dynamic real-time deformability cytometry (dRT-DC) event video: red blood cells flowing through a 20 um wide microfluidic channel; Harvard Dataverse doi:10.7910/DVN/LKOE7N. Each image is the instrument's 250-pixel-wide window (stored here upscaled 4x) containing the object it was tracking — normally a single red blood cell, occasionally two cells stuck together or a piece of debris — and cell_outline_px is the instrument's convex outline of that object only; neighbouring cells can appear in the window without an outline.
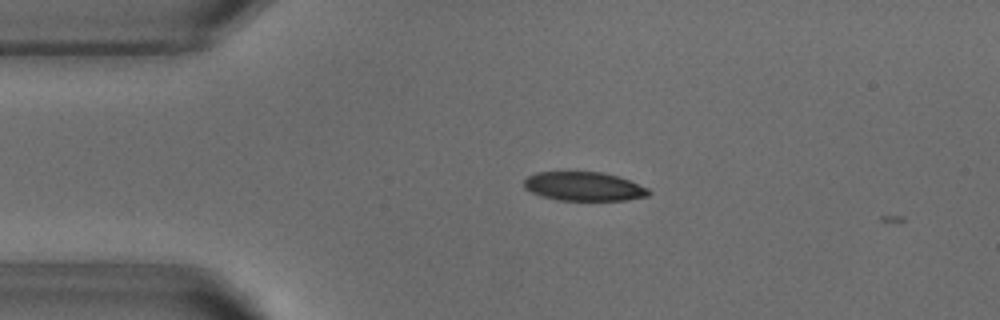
{"species": "common noctule bat (a hibernating species)", "species_latin": "Nyctalus noctula", "temperature_condition": "warm", "stored_images_in_passage": 3, "camera_frame_rate_fps": 3000, "um_per_image_px": 0.085, "animal": {"sex": "male", "body_mass_g": 18.8}, "frame": {"image": 1, "passage_image": 2, "time_ms": 0.333, "image_size_px": [1000, 320], "cell_outline_px": [[652, 192], [648, 196], [624, 200], [556, 200], [540, 196], [524, 188], [524, 180], [528, 176], [536, 172], [600, 172], [616, 176], [628, 180], [648, 188]], "centroid_in_image_um": [49.6, 15.85], "position_along_channel_um": 35.4, "area_um2": 20.92}}